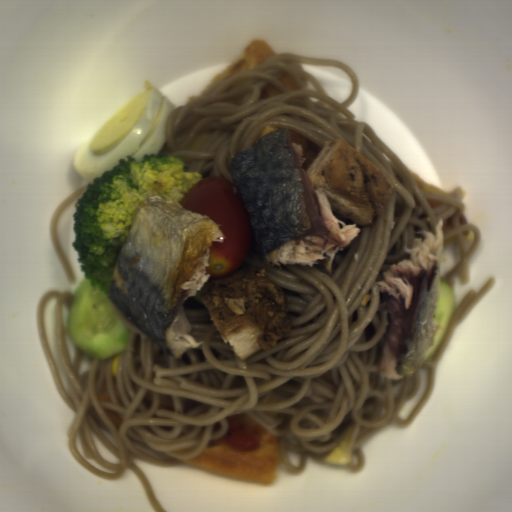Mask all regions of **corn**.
I'll use <instances>...</instances> for the list:
<instances>
[{
	"mask_svg": "<svg viewBox=\"0 0 512 512\" xmlns=\"http://www.w3.org/2000/svg\"><path fill=\"white\" fill-rule=\"evenodd\" d=\"M118 361H119V355H116L110 364L111 374L115 377H116V372H117Z\"/></svg>",
	"mask_w": 512,
	"mask_h": 512,
	"instance_id": "51d56268",
	"label": "corn"
}]
</instances>
